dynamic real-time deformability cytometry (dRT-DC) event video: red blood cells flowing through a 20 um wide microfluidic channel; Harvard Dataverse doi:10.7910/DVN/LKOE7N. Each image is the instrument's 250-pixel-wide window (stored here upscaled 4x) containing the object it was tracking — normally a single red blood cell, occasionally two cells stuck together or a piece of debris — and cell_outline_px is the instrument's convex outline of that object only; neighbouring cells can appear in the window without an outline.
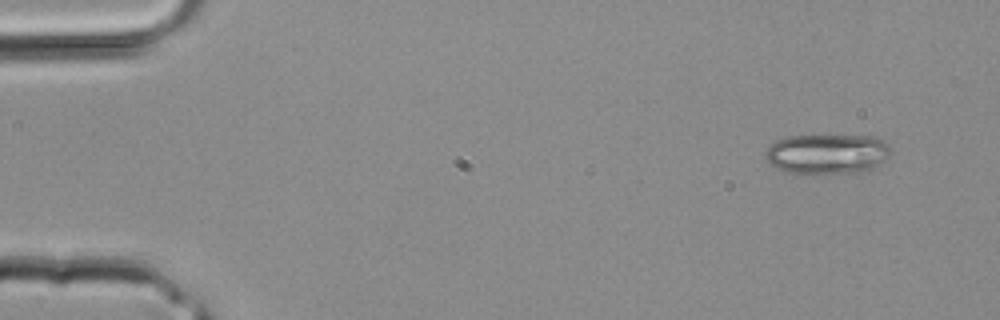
{"species": "common noctule bat (a hibernating species)", "species_latin": "Nyctalus noctula", "temperature_condition": "room temperature", "stored_images_in_passage": 3, "camera_frame_rate_fps": 3000, "um_per_image_px": 0.085, "animal": {"sex": "male", "body_mass_g": 20.4}, "frame": {"image": 1, "passage_image": 3, "time_ms": 0.667, "image_size_px": [1000, 320], "cell_outline_px": [[892, 148], [888, 156], [884, 160], [872, 168], [864, 172], [788, 172], [776, 168], [768, 164], [764, 160], [764, 156], [768, 148], [776, 140], [788, 136], [876, 136], [884, 140]], "centroid_in_image_um": [70.31, 13.06], "position_along_channel_um": 14.7, "area_um2": 29.02}}